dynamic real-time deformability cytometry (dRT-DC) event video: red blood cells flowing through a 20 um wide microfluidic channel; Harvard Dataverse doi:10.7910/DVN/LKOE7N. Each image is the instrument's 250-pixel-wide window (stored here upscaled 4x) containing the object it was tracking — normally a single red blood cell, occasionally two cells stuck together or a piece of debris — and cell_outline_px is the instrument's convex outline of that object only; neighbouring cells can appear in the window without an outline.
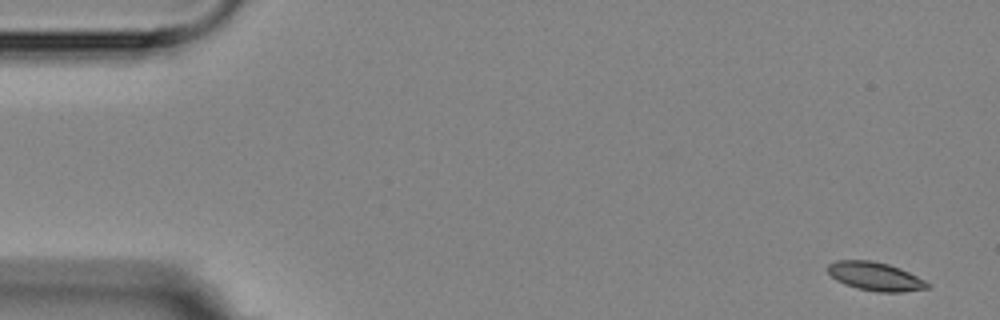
{"species": "Egyptian fruit bat (a non-hibernating species)", "species_latin": "Rousettus aegyptiacus", "temperature_condition": "room temperature", "stored_images_in_passage": 11, "camera_frame_rate_fps": 3000, "um_per_image_px": 0.085, "animal": {"sex": "female"}, "frame": {"image": 1, "passage_image": 1, "time_ms": 0.0, "image_size_px": [1000, 320], "cell_outline_px": [[932, 284], [928, 288], [900, 292], [876, 292], [856, 288], [844, 284], [836, 280], [828, 272], [828, 264], [836, 260], [872, 260], [888, 264], [900, 268]], "centroid_in_image_um": [74.38, 23.49], "position_along_channel_um": 10.6, "area_um2": 16.59}}
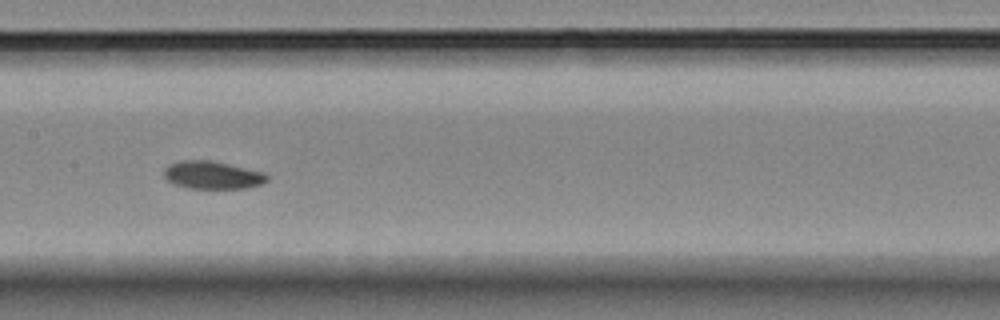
{"frame": {"image": 2, "passage_image": 7, "time_ms": 8.333, "image_size_px": [1000, 320], "cell_outline_px": [[268, 180], [260, 184], [248, 188], [188, 188], [172, 184], [164, 176], [164, 168], [168, 164], [180, 160], [212, 160], [264, 172], [268, 176]], "centroid_in_image_um": [18.03, 14.87], "position_along_channel_um": 189.4, "area_um2": 16.82}}
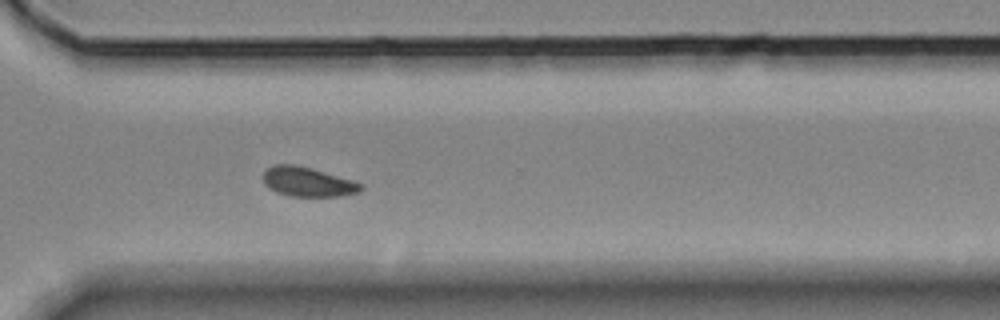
{"frame": {"image": 3, "passage_image": 11, "time_ms": 12.667, "image_size_px": [1000, 320], "cell_outline_px": [[364, 188], [360, 192], [344, 196], [288, 196], [276, 192], [268, 188], [264, 184], [264, 172], [268, 168], [276, 164], [296, 164], [312, 168], [352, 180], [364, 184]], "centroid_in_image_um": [26.18, 15.46], "position_along_channel_um": 344.4, "area_um2": 16.94}}